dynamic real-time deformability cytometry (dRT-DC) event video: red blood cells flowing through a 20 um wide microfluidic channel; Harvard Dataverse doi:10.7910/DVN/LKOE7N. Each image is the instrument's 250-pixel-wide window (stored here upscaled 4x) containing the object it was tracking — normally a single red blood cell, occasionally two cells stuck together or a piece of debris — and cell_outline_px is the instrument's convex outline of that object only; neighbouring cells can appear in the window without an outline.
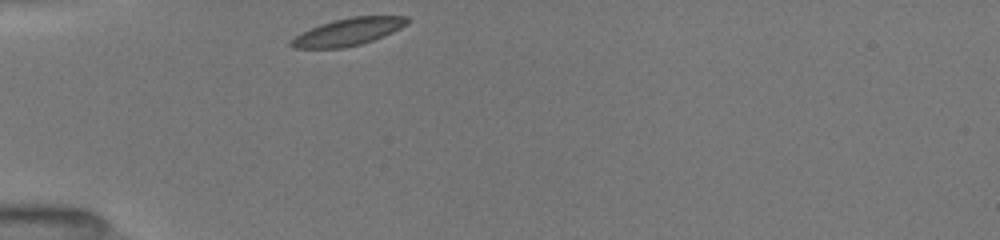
{"species": "common noctule bat (a hibernating species)", "species_latin": "Nyctalus noctula", "temperature_condition": "room temperature", "stored_images_in_passage": 30, "camera_frame_rate_fps": 3000, "um_per_image_px": 0.085, "animal": {"sex": "female", "body_mass_g": 19.5, "forearm_length_mm": 54.1}, "frame": {"image": 1, "passage_image": 1, "time_ms": 0.0, "image_size_px": [1000, 240], "cell_outline_px": [[408, 24], [392, 32], [372, 40], [360, 44], [344, 48], [292, 48], [288, 44], [296, 36], [320, 24], [352, 16], [408, 16]], "centroid_in_image_um": [29.6, 2.71], "position_along_channel_um": 55.4, "area_um2": 18.15}}
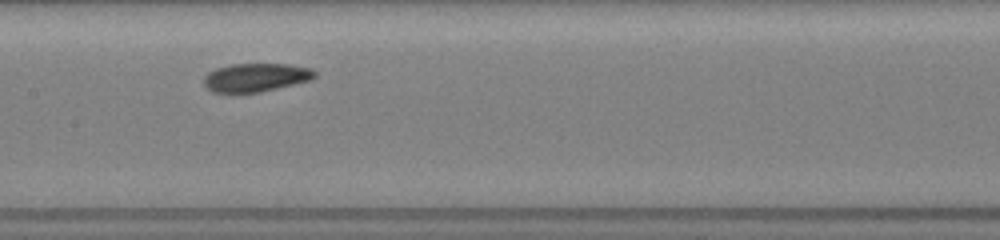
{"frame": {"image": 2, "passage_image": 12, "time_ms": 3.667, "image_size_px": [1000, 240], "cell_outline_px": [[316, 76], [312, 80], [260, 92], [212, 92], [204, 84], [204, 76], [208, 72], [216, 68], [232, 64], [288, 64], [312, 68], [316, 72]], "centroid_in_image_um": [21.77, 6.57], "position_along_channel_um": 185.6, "area_um2": 18.38}}
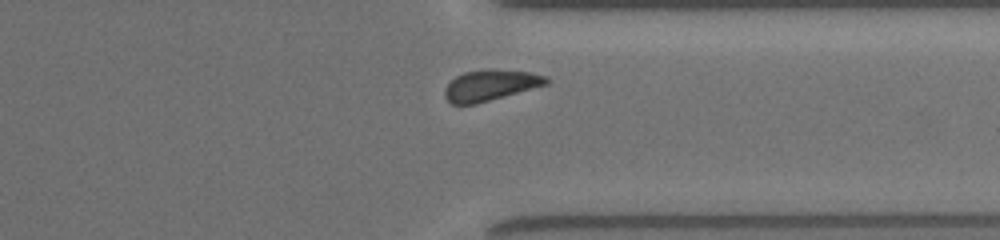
{"frame": {"image": 3, "passage_image": 26, "time_ms": 8.333, "image_size_px": [1000, 240], "cell_outline_px": [[548, 84], [476, 104], [452, 104], [444, 96], [444, 88], [456, 76], [464, 72], [528, 72], [548, 76]], "centroid_in_image_um": [41.66, 7.3], "position_along_channel_um": 369.7, "area_um2": 17.34}, "authors_computed_cell_mechanics": {"area_um2": 18.496, "velocity_mm_per_s": 3.941, "shape_relaxation_time_tau1_ms": 2.3863, "shape_relaxation_time_tau2_ms": 10.8687, "deformation_change_tau1": 0.0931, "deformation_change_tau2": 0.143}}